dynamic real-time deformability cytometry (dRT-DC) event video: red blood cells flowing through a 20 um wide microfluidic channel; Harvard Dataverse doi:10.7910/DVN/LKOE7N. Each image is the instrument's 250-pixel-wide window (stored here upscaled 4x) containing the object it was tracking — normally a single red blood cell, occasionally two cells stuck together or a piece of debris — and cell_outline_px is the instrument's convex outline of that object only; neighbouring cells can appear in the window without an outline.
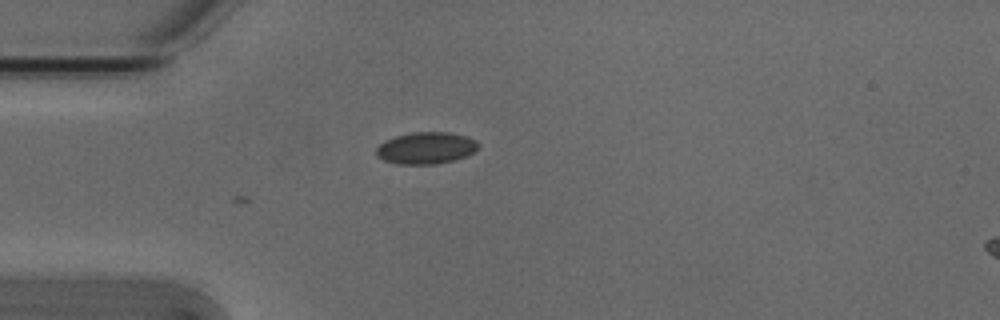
{"species": "Egyptian fruit bat (a non-hibernating species)", "species_latin": "Rousettus aegyptiacus", "temperature_condition": "cold", "stored_images_in_passage": 3, "camera_frame_rate_fps": 3000, "um_per_image_px": 0.085, "animal": {"sex": "male"}, "frame": {"image": 1, "passage_image": 1, "time_ms": 0.0, "image_size_px": [1000, 320], "cell_outline_px": [[480, 144], [472, 152], [456, 160], [436, 164], [396, 164], [384, 160], [376, 156], [376, 148], [384, 140], [396, 136], [412, 132], [448, 132], [464, 136], [476, 140]], "centroid_in_image_um": [36.18, 12.58], "position_along_channel_um": 48.8, "area_um2": 18.9}}